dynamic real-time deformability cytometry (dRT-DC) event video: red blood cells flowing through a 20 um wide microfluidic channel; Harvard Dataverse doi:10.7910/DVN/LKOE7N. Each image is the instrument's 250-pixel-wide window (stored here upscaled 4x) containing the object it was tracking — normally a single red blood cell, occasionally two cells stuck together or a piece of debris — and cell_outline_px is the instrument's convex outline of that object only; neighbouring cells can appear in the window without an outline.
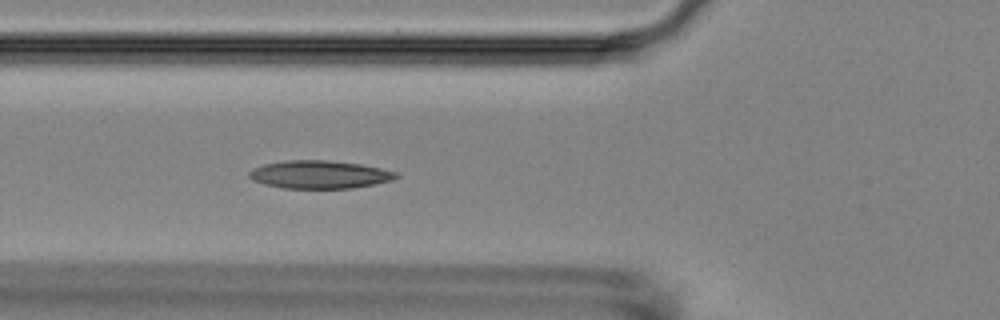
{"species": "Egyptian fruit bat (a non-hibernating species)", "species_latin": "Rousettus aegyptiacus", "temperature_condition": "room temperature", "stored_images_in_passage": 4, "camera_frame_rate_fps": 3000, "um_per_image_px": 0.085, "animal": {"sex": "female"}, "frame": {"image": 1, "passage_image": 4, "time_ms": 3.667, "image_size_px": [1000, 320], "cell_outline_px": [[400, 176], [392, 180], [352, 188], [284, 188], [264, 184], [252, 180], [248, 176], [248, 172], [252, 168], [264, 164], [288, 160], [328, 160], [360, 164], [380, 168], [396, 172]], "centroid_in_image_um": [27.13, 14.83], "position_along_channel_um": 98.7, "area_um2": 23.87}}